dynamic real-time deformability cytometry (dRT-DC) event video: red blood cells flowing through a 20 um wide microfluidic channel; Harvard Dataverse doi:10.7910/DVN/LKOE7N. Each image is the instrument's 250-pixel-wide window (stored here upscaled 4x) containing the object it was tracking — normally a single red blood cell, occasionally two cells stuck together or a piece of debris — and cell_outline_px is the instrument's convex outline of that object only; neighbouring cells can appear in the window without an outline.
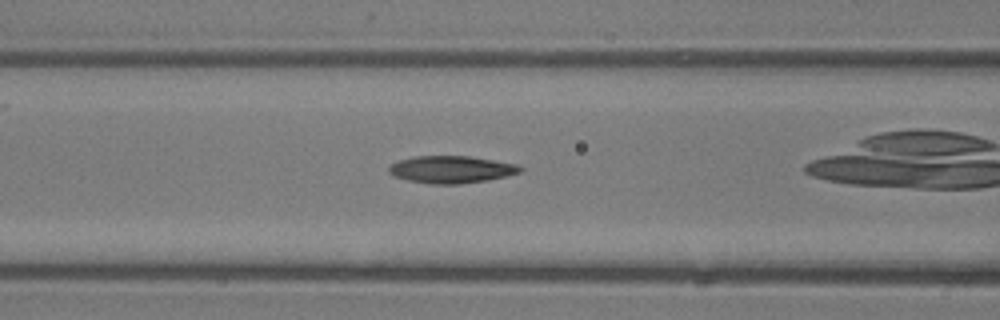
{"species": "common noctule bat (a hibernating species)", "species_latin": "Nyctalus noctula", "temperature_condition": "room temperature", "stored_images_in_passage": 27, "camera_frame_rate_fps": 3000, "um_per_image_px": 0.085, "animal": {"sex": "male", "body_mass_g": 13.3}, "frame": {"image": 1, "passage_image": 5, "time_ms": 1.333, "image_size_px": [1000, 320], "cell_outline_px": [[524, 168], [520, 172], [488, 180], [456, 184], [432, 184], [408, 180], [396, 176], [388, 172], [388, 168], [392, 164], [400, 160], [412, 156], [468, 156], [516, 164]], "centroid_in_image_um": [38.35, 14.4], "position_along_channel_um": 128.3, "area_um2": 20.58}}
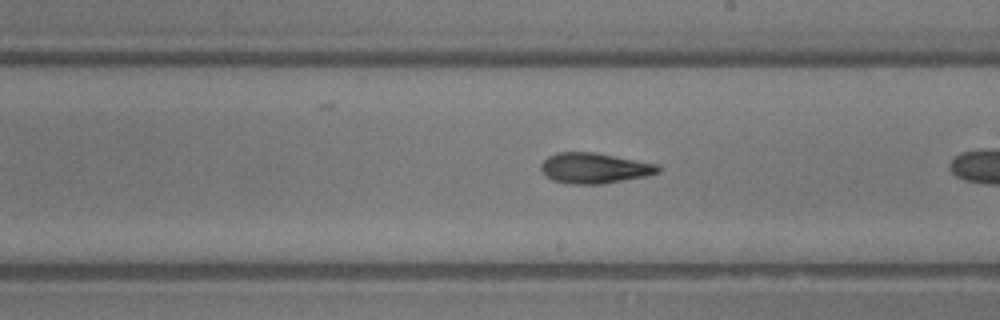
{"frame": {"image": 2, "passage_image": 12, "time_ms": 3.667, "image_size_px": [1000, 320], "cell_outline_px": [[660, 172], [644, 176], [600, 184], [568, 184], [552, 180], [540, 168], [540, 164], [548, 156], [556, 152], [596, 152], [660, 164]], "centroid_in_image_um": [50.53, 14.27], "position_along_channel_um": 238.5, "area_um2": 20.87}}
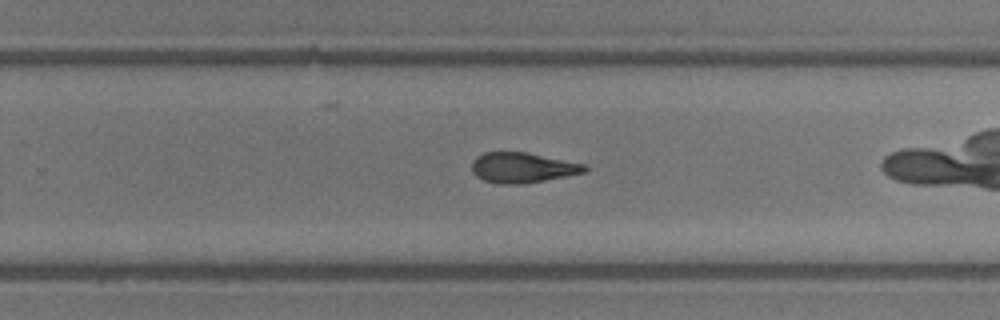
{"frame": {"image": 3, "passage_image": 15, "time_ms": 4.667, "image_size_px": [1000, 320], "cell_outline_px": [[588, 168], [584, 172], [568, 176], [524, 184], [496, 184], [484, 180], [476, 176], [472, 172], [472, 160], [476, 156], [484, 152], [524, 152], [584, 164]], "centroid_in_image_um": [44.36, 14.26], "position_along_channel_um": 285.4, "area_um2": 19.88}}